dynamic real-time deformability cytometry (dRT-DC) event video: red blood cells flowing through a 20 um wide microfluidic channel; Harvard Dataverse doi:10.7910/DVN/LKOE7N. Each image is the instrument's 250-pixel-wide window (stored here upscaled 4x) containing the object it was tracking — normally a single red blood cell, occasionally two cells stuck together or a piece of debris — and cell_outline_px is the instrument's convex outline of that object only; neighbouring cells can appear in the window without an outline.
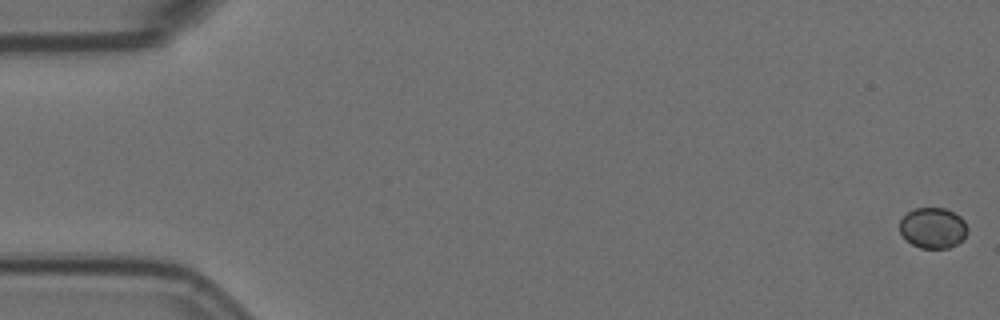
{"species": "Egyptian fruit bat (a non-hibernating species)", "species_latin": "Rousettus aegyptiacus", "temperature_condition": "room temperature", "stored_images_in_passage": 2, "camera_frame_rate_fps": 3000, "um_per_image_px": 0.085, "animal": {"sex": "female"}, "frame": {"image": 1, "passage_image": 1, "time_ms": 0.0, "image_size_px": [1000, 320], "cell_outline_px": [[968, 232], [964, 240], [948, 248], [920, 248], [912, 244], [900, 232], [900, 220], [908, 212], [916, 208], [944, 208], [960, 216], [964, 220], [968, 228]], "centroid_in_image_um": [79.33, 19.38], "position_along_channel_um": 5.7, "area_um2": 16.07}}